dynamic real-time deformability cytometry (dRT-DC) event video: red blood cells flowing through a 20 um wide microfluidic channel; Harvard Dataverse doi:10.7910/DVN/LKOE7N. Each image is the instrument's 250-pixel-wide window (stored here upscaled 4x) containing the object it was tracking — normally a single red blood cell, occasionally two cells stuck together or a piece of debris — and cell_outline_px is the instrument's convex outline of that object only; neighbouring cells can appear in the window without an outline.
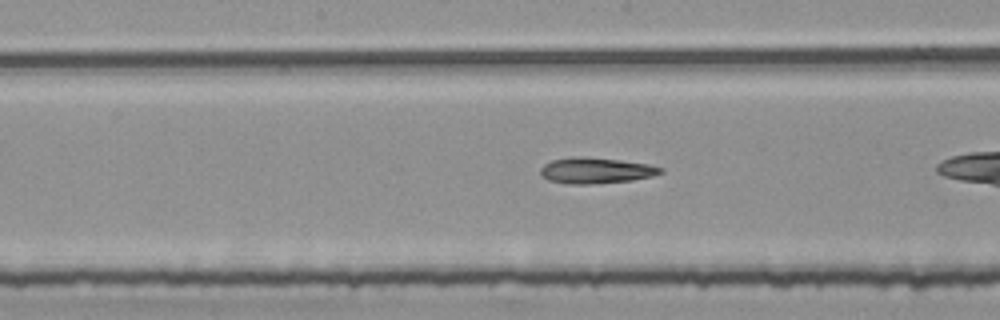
{"species": "common noctule bat (a hibernating species)", "species_latin": "Nyctalus noctula", "temperature_condition": "room temperature", "stored_images_in_passage": 32, "camera_frame_rate_fps": 3000, "um_per_image_px": 0.085, "animal": {"sex": "female", "body_mass_g": 25.1}, "frame": {"image": 1, "passage_image": 23, "time_ms": 7.333, "image_size_px": [1000, 320], "cell_outline_px": [[664, 172], [652, 176], [632, 180], [588, 184], [568, 184], [548, 180], [540, 176], [540, 168], [544, 164], [552, 160], [572, 156], [584, 156], [620, 160], [648, 164], [664, 168]], "centroid_in_image_um": [50.62, 14.48], "position_along_channel_um": 197.6, "area_um2": 18.26}}